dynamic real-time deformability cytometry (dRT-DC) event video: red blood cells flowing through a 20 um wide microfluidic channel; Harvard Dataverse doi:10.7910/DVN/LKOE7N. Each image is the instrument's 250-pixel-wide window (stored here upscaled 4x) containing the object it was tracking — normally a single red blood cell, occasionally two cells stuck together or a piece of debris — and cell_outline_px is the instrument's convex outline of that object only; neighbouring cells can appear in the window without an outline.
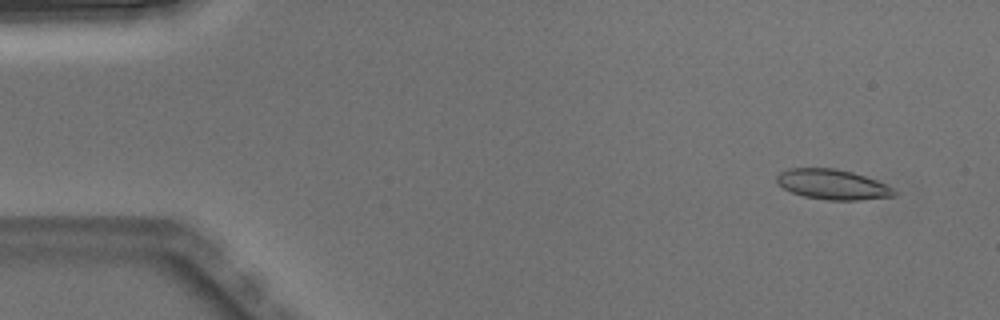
{"species": "Egyptian fruit bat (a non-hibernating species)", "species_latin": "Rousettus aegyptiacus", "temperature_condition": "warm", "stored_images_in_passage": 6, "segment_of_instrument_passage": [1, 2], "camera_frame_rate_fps": 3000, "um_per_image_px": 0.085, "animal": {"sex": "male"}, "frame": {"image": 1, "passage_image": 2, "time_ms": 0.333, "image_size_px": [1000, 320], "cell_outline_px": [[900, 192], [896, 196], [860, 200], [828, 200], [804, 196], [792, 192], [784, 188], [776, 180], [776, 176], [780, 172], [788, 168], [836, 168], [852, 172], [876, 180]], "centroid_in_image_um": [70.79, 15.68], "position_along_channel_um": 14.2, "area_um2": 20.58}}